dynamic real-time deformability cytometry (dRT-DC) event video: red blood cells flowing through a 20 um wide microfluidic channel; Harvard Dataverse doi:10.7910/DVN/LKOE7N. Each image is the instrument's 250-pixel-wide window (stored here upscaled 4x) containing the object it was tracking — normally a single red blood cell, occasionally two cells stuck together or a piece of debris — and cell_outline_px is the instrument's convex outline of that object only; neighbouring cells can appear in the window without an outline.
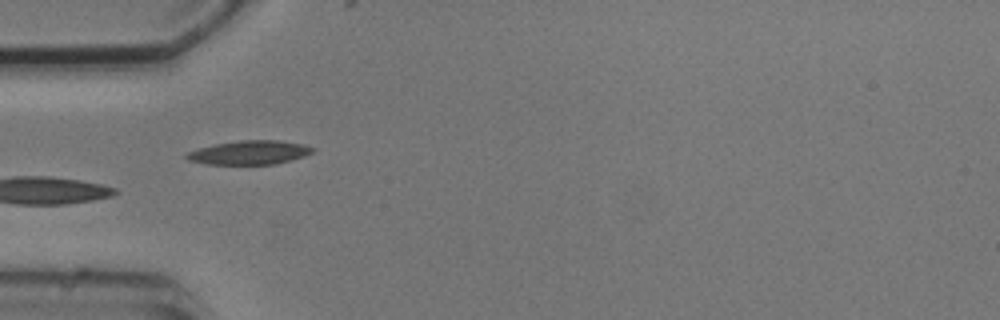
{"species": "common noctule bat (a hibernating species)", "species_latin": "Nyctalus noctula", "temperature_condition": "cold", "stored_images_in_passage": 8, "camera_frame_rate_fps": 3000, "um_per_image_px": 0.085, "animal": {"sex": "male", "body_mass_g": 20.5, "forearm_length_mm": 52.5}, "frame": {"image": 1, "passage_image": 4, "time_ms": 3.333, "image_size_px": [1000, 320], "cell_outline_px": [[316, 148], [312, 152], [304, 156], [292, 160], [272, 164], [208, 164], [188, 160], [184, 156], [188, 152], [200, 148], [216, 144], [244, 140], [280, 140], [304, 144]], "centroid_in_image_um": [21.25, 12.96], "position_along_channel_um": 63.8, "area_um2": 17.4}}